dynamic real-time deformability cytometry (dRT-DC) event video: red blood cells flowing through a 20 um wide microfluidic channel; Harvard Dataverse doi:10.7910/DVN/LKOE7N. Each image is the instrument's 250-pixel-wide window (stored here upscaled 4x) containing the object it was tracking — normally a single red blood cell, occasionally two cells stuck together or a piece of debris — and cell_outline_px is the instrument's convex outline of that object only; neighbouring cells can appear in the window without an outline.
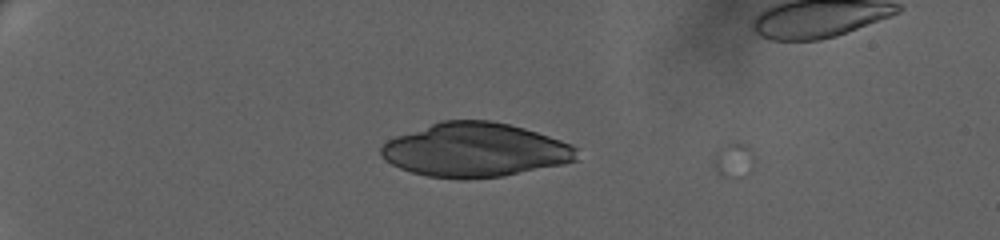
{"species": "human", "species_latin": "Homo sapiens", "temperature_condition": "warm", "stored_images_in_passage": 8, "camera_frame_rate_fps": 3000, "um_per_image_px": 0.085, "donor": {"sex": "female"}, "frame": {"image": 1, "passage_image": 7, "time_ms": 2.0, "image_size_px": [1000, 240], "cell_outline_px": [[576, 160], [564, 164], [504, 176], [468, 180], [460, 180], [428, 176], [412, 172], [400, 168], [384, 160], [380, 152], [380, 148], [388, 140], [396, 136], [440, 120], [488, 120], [508, 124], [524, 128], [572, 144], [576, 148]], "centroid_in_image_um": [40.36, 12.76], "position_along_channel_um": 44.6, "area_um2": 61.73}}